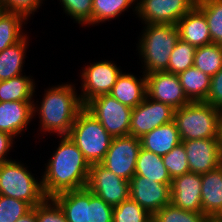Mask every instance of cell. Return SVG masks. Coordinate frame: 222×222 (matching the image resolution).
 <instances>
[{"instance_id":"1","label":"cell","mask_w":222,"mask_h":222,"mask_svg":"<svg viewBox=\"0 0 222 222\" xmlns=\"http://www.w3.org/2000/svg\"><path fill=\"white\" fill-rule=\"evenodd\" d=\"M58 147L45 163L42 188L46 197L87 186L90 164L68 135L57 136Z\"/></svg>"},{"instance_id":"2","label":"cell","mask_w":222,"mask_h":222,"mask_svg":"<svg viewBox=\"0 0 222 222\" xmlns=\"http://www.w3.org/2000/svg\"><path fill=\"white\" fill-rule=\"evenodd\" d=\"M75 85L72 82L51 85V88L44 89L41 102H35L34 99L33 119L38 116L40 124L37 128L40 132L37 135H68L77 115L85 107Z\"/></svg>"},{"instance_id":"3","label":"cell","mask_w":222,"mask_h":222,"mask_svg":"<svg viewBox=\"0 0 222 222\" xmlns=\"http://www.w3.org/2000/svg\"><path fill=\"white\" fill-rule=\"evenodd\" d=\"M137 53L141 59V72L145 75L167 71L170 55L178 42L179 31L173 24H142ZM145 25V26H144Z\"/></svg>"},{"instance_id":"4","label":"cell","mask_w":222,"mask_h":222,"mask_svg":"<svg viewBox=\"0 0 222 222\" xmlns=\"http://www.w3.org/2000/svg\"><path fill=\"white\" fill-rule=\"evenodd\" d=\"M221 110L205 102H190L175 109L174 122L181 141L218 139Z\"/></svg>"},{"instance_id":"5","label":"cell","mask_w":222,"mask_h":222,"mask_svg":"<svg viewBox=\"0 0 222 222\" xmlns=\"http://www.w3.org/2000/svg\"><path fill=\"white\" fill-rule=\"evenodd\" d=\"M21 162V159H12L0 163V195L25 201L35 207L46 198L42 178H35V174L29 170L31 168L24 161Z\"/></svg>"},{"instance_id":"6","label":"cell","mask_w":222,"mask_h":222,"mask_svg":"<svg viewBox=\"0 0 222 222\" xmlns=\"http://www.w3.org/2000/svg\"><path fill=\"white\" fill-rule=\"evenodd\" d=\"M68 136L90 165L102 162L113 139L85 107L77 115Z\"/></svg>"},{"instance_id":"7","label":"cell","mask_w":222,"mask_h":222,"mask_svg":"<svg viewBox=\"0 0 222 222\" xmlns=\"http://www.w3.org/2000/svg\"><path fill=\"white\" fill-rule=\"evenodd\" d=\"M85 108L101 123L112 136H128L132 108L123 105L111 95H101L91 99Z\"/></svg>"},{"instance_id":"8","label":"cell","mask_w":222,"mask_h":222,"mask_svg":"<svg viewBox=\"0 0 222 222\" xmlns=\"http://www.w3.org/2000/svg\"><path fill=\"white\" fill-rule=\"evenodd\" d=\"M113 60H100L87 64L80 71V99L84 106L93 98L109 94L123 71Z\"/></svg>"},{"instance_id":"9","label":"cell","mask_w":222,"mask_h":222,"mask_svg":"<svg viewBox=\"0 0 222 222\" xmlns=\"http://www.w3.org/2000/svg\"><path fill=\"white\" fill-rule=\"evenodd\" d=\"M140 149L141 140L139 138L130 135L115 137L100 164L117 176L129 181L135 174Z\"/></svg>"},{"instance_id":"10","label":"cell","mask_w":222,"mask_h":222,"mask_svg":"<svg viewBox=\"0 0 222 222\" xmlns=\"http://www.w3.org/2000/svg\"><path fill=\"white\" fill-rule=\"evenodd\" d=\"M197 0H137L136 16L141 24H173L189 12Z\"/></svg>"},{"instance_id":"11","label":"cell","mask_w":222,"mask_h":222,"mask_svg":"<svg viewBox=\"0 0 222 222\" xmlns=\"http://www.w3.org/2000/svg\"><path fill=\"white\" fill-rule=\"evenodd\" d=\"M86 187L112 207L130 198L129 181L117 176L101 164L90 165Z\"/></svg>"},{"instance_id":"12","label":"cell","mask_w":222,"mask_h":222,"mask_svg":"<svg viewBox=\"0 0 222 222\" xmlns=\"http://www.w3.org/2000/svg\"><path fill=\"white\" fill-rule=\"evenodd\" d=\"M175 109L147 96L132 109L129 135L141 138L155 128L174 121Z\"/></svg>"},{"instance_id":"13","label":"cell","mask_w":222,"mask_h":222,"mask_svg":"<svg viewBox=\"0 0 222 222\" xmlns=\"http://www.w3.org/2000/svg\"><path fill=\"white\" fill-rule=\"evenodd\" d=\"M146 76L147 97L179 109L190 103L181 86L178 74L167 71Z\"/></svg>"},{"instance_id":"14","label":"cell","mask_w":222,"mask_h":222,"mask_svg":"<svg viewBox=\"0 0 222 222\" xmlns=\"http://www.w3.org/2000/svg\"><path fill=\"white\" fill-rule=\"evenodd\" d=\"M170 187L134 174L129 180L130 199L153 215L170 203Z\"/></svg>"},{"instance_id":"15","label":"cell","mask_w":222,"mask_h":222,"mask_svg":"<svg viewBox=\"0 0 222 222\" xmlns=\"http://www.w3.org/2000/svg\"><path fill=\"white\" fill-rule=\"evenodd\" d=\"M181 143L186 151L190 172L202 175L222 165L219 139H194Z\"/></svg>"},{"instance_id":"16","label":"cell","mask_w":222,"mask_h":222,"mask_svg":"<svg viewBox=\"0 0 222 222\" xmlns=\"http://www.w3.org/2000/svg\"><path fill=\"white\" fill-rule=\"evenodd\" d=\"M201 184V175L192 172L172 179L170 203L186 211L202 212Z\"/></svg>"},{"instance_id":"17","label":"cell","mask_w":222,"mask_h":222,"mask_svg":"<svg viewBox=\"0 0 222 222\" xmlns=\"http://www.w3.org/2000/svg\"><path fill=\"white\" fill-rule=\"evenodd\" d=\"M34 101L0 102V131L21 137L33 120Z\"/></svg>"},{"instance_id":"18","label":"cell","mask_w":222,"mask_h":222,"mask_svg":"<svg viewBox=\"0 0 222 222\" xmlns=\"http://www.w3.org/2000/svg\"><path fill=\"white\" fill-rule=\"evenodd\" d=\"M179 38L195 47L212 43L204 13L195 5L176 24Z\"/></svg>"},{"instance_id":"19","label":"cell","mask_w":222,"mask_h":222,"mask_svg":"<svg viewBox=\"0 0 222 222\" xmlns=\"http://www.w3.org/2000/svg\"><path fill=\"white\" fill-rule=\"evenodd\" d=\"M138 77L134 73L122 71L109 95L133 109L147 96L146 76L142 72Z\"/></svg>"},{"instance_id":"20","label":"cell","mask_w":222,"mask_h":222,"mask_svg":"<svg viewBox=\"0 0 222 222\" xmlns=\"http://www.w3.org/2000/svg\"><path fill=\"white\" fill-rule=\"evenodd\" d=\"M202 213L212 220L222 209V165L201 175Z\"/></svg>"},{"instance_id":"21","label":"cell","mask_w":222,"mask_h":222,"mask_svg":"<svg viewBox=\"0 0 222 222\" xmlns=\"http://www.w3.org/2000/svg\"><path fill=\"white\" fill-rule=\"evenodd\" d=\"M52 198L61 207L67 222H89V189L87 187L61 192Z\"/></svg>"},{"instance_id":"22","label":"cell","mask_w":222,"mask_h":222,"mask_svg":"<svg viewBox=\"0 0 222 222\" xmlns=\"http://www.w3.org/2000/svg\"><path fill=\"white\" fill-rule=\"evenodd\" d=\"M141 147L156 155H166L180 144L181 138L174 121L161 125L140 138Z\"/></svg>"},{"instance_id":"23","label":"cell","mask_w":222,"mask_h":222,"mask_svg":"<svg viewBox=\"0 0 222 222\" xmlns=\"http://www.w3.org/2000/svg\"><path fill=\"white\" fill-rule=\"evenodd\" d=\"M29 38V34H26L19 42L0 52V81L25 74L22 72L27 57L26 52L30 45Z\"/></svg>"},{"instance_id":"24","label":"cell","mask_w":222,"mask_h":222,"mask_svg":"<svg viewBox=\"0 0 222 222\" xmlns=\"http://www.w3.org/2000/svg\"><path fill=\"white\" fill-rule=\"evenodd\" d=\"M181 86L190 102H205L211 84V77L193 67L178 74Z\"/></svg>"},{"instance_id":"25","label":"cell","mask_w":222,"mask_h":222,"mask_svg":"<svg viewBox=\"0 0 222 222\" xmlns=\"http://www.w3.org/2000/svg\"><path fill=\"white\" fill-rule=\"evenodd\" d=\"M135 175L146 177L161 184H172V179L160 155L141 147L136 161Z\"/></svg>"},{"instance_id":"26","label":"cell","mask_w":222,"mask_h":222,"mask_svg":"<svg viewBox=\"0 0 222 222\" xmlns=\"http://www.w3.org/2000/svg\"><path fill=\"white\" fill-rule=\"evenodd\" d=\"M28 19L18 12L0 11V52L19 42L27 33L24 32Z\"/></svg>"},{"instance_id":"27","label":"cell","mask_w":222,"mask_h":222,"mask_svg":"<svg viewBox=\"0 0 222 222\" xmlns=\"http://www.w3.org/2000/svg\"><path fill=\"white\" fill-rule=\"evenodd\" d=\"M33 76H20L0 81V102L34 101L36 85Z\"/></svg>"},{"instance_id":"28","label":"cell","mask_w":222,"mask_h":222,"mask_svg":"<svg viewBox=\"0 0 222 222\" xmlns=\"http://www.w3.org/2000/svg\"><path fill=\"white\" fill-rule=\"evenodd\" d=\"M129 9L136 14L137 0H93V26L116 20Z\"/></svg>"},{"instance_id":"29","label":"cell","mask_w":222,"mask_h":222,"mask_svg":"<svg viewBox=\"0 0 222 222\" xmlns=\"http://www.w3.org/2000/svg\"><path fill=\"white\" fill-rule=\"evenodd\" d=\"M193 66L210 77L217 74L222 69V45L212 42L196 47Z\"/></svg>"},{"instance_id":"30","label":"cell","mask_w":222,"mask_h":222,"mask_svg":"<svg viewBox=\"0 0 222 222\" xmlns=\"http://www.w3.org/2000/svg\"><path fill=\"white\" fill-rule=\"evenodd\" d=\"M204 13L213 43L222 45V0H197Z\"/></svg>"},{"instance_id":"31","label":"cell","mask_w":222,"mask_h":222,"mask_svg":"<svg viewBox=\"0 0 222 222\" xmlns=\"http://www.w3.org/2000/svg\"><path fill=\"white\" fill-rule=\"evenodd\" d=\"M152 222H211L202 212H191L169 203L152 215Z\"/></svg>"},{"instance_id":"32","label":"cell","mask_w":222,"mask_h":222,"mask_svg":"<svg viewBox=\"0 0 222 222\" xmlns=\"http://www.w3.org/2000/svg\"><path fill=\"white\" fill-rule=\"evenodd\" d=\"M65 15L82 27L93 26V0H58Z\"/></svg>"},{"instance_id":"33","label":"cell","mask_w":222,"mask_h":222,"mask_svg":"<svg viewBox=\"0 0 222 222\" xmlns=\"http://www.w3.org/2000/svg\"><path fill=\"white\" fill-rule=\"evenodd\" d=\"M195 50V46L179 39L170 55L167 72L179 74L193 67Z\"/></svg>"},{"instance_id":"34","label":"cell","mask_w":222,"mask_h":222,"mask_svg":"<svg viewBox=\"0 0 222 222\" xmlns=\"http://www.w3.org/2000/svg\"><path fill=\"white\" fill-rule=\"evenodd\" d=\"M112 219L113 222H152V215L129 198L113 207Z\"/></svg>"},{"instance_id":"35","label":"cell","mask_w":222,"mask_h":222,"mask_svg":"<svg viewBox=\"0 0 222 222\" xmlns=\"http://www.w3.org/2000/svg\"><path fill=\"white\" fill-rule=\"evenodd\" d=\"M162 158L171 179L190 172L186 151L182 143L175 146Z\"/></svg>"},{"instance_id":"36","label":"cell","mask_w":222,"mask_h":222,"mask_svg":"<svg viewBox=\"0 0 222 222\" xmlns=\"http://www.w3.org/2000/svg\"><path fill=\"white\" fill-rule=\"evenodd\" d=\"M32 208L25 201L0 195V222H16Z\"/></svg>"},{"instance_id":"37","label":"cell","mask_w":222,"mask_h":222,"mask_svg":"<svg viewBox=\"0 0 222 222\" xmlns=\"http://www.w3.org/2000/svg\"><path fill=\"white\" fill-rule=\"evenodd\" d=\"M34 210L37 222H67L64 212L52 197H46Z\"/></svg>"},{"instance_id":"38","label":"cell","mask_w":222,"mask_h":222,"mask_svg":"<svg viewBox=\"0 0 222 222\" xmlns=\"http://www.w3.org/2000/svg\"><path fill=\"white\" fill-rule=\"evenodd\" d=\"M113 207L89 190V222H113Z\"/></svg>"},{"instance_id":"39","label":"cell","mask_w":222,"mask_h":222,"mask_svg":"<svg viewBox=\"0 0 222 222\" xmlns=\"http://www.w3.org/2000/svg\"><path fill=\"white\" fill-rule=\"evenodd\" d=\"M43 1L44 0H0V5L2 10L21 13L30 20V17L36 14L35 12H38L42 4L45 3Z\"/></svg>"},{"instance_id":"40","label":"cell","mask_w":222,"mask_h":222,"mask_svg":"<svg viewBox=\"0 0 222 222\" xmlns=\"http://www.w3.org/2000/svg\"><path fill=\"white\" fill-rule=\"evenodd\" d=\"M205 103L222 110V69L214 76H211L210 91Z\"/></svg>"},{"instance_id":"41","label":"cell","mask_w":222,"mask_h":222,"mask_svg":"<svg viewBox=\"0 0 222 222\" xmlns=\"http://www.w3.org/2000/svg\"><path fill=\"white\" fill-rule=\"evenodd\" d=\"M15 138L8 133L0 131V163L12 160L10 156V151L13 150L14 144L16 142ZM10 157V159H9Z\"/></svg>"},{"instance_id":"42","label":"cell","mask_w":222,"mask_h":222,"mask_svg":"<svg viewBox=\"0 0 222 222\" xmlns=\"http://www.w3.org/2000/svg\"><path fill=\"white\" fill-rule=\"evenodd\" d=\"M16 222H37L34 207L28 213L18 218Z\"/></svg>"},{"instance_id":"43","label":"cell","mask_w":222,"mask_h":222,"mask_svg":"<svg viewBox=\"0 0 222 222\" xmlns=\"http://www.w3.org/2000/svg\"><path fill=\"white\" fill-rule=\"evenodd\" d=\"M219 146L220 150L222 151V110H221V115H220V122H219Z\"/></svg>"},{"instance_id":"44","label":"cell","mask_w":222,"mask_h":222,"mask_svg":"<svg viewBox=\"0 0 222 222\" xmlns=\"http://www.w3.org/2000/svg\"><path fill=\"white\" fill-rule=\"evenodd\" d=\"M211 222H222V209L219 213L211 220Z\"/></svg>"}]
</instances>
